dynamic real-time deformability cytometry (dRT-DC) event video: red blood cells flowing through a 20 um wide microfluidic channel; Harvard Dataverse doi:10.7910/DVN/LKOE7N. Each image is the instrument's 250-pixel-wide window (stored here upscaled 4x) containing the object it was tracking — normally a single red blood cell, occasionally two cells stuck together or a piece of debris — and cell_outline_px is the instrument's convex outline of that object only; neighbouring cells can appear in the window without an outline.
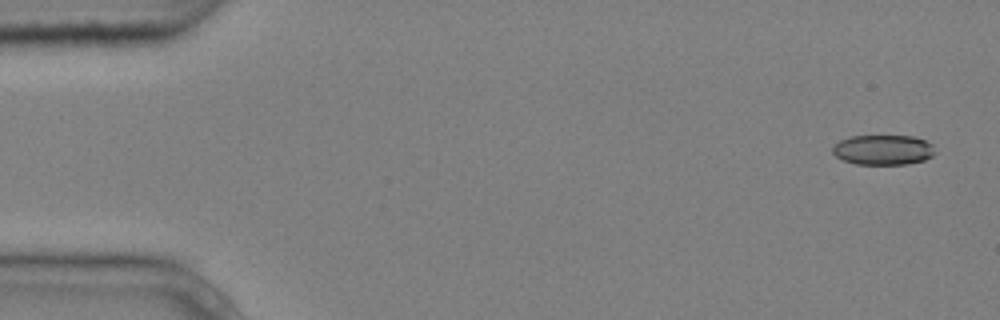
{"species": "common noctule bat (a hibernating species)", "species_latin": "Nyctalus noctula", "temperature_condition": "cold", "stored_images_in_passage": 4, "camera_frame_rate_fps": 3000, "um_per_image_px": 0.085, "animal": {"sex": "male", "body_mass_g": 20.4}, "frame": {"image": 1, "passage_image": 1, "time_ms": 0.0, "image_size_px": [1000, 320], "cell_outline_px": [[936, 152], [932, 156], [924, 160], [908, 164], [856, 164], [844, 160], [836, 156], [832, 152], [832, 148], [840, 140], [848, 136], [916, 136], [932, 144]], "centroid_in_image_um": [75.08, 12.73], "position_along_channel_um": 9.9, "area_um2": 17.98}}
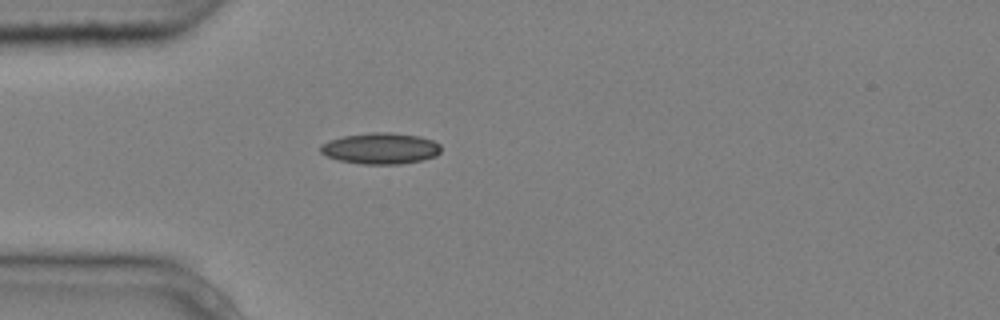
{"frame": {"image": 2, "passage_image": 4, "time_ms": 1.0, "image_size_px": [1000, 320], "cell_outline_px": [[440, 152], [436, 156], [420, 160], [400, 164], [360, 164], [340, 160], [328, 156], [320, 152], [320, 144], [328, 140], [344, 136], [372, 132], [392, 132], [420, 136], [432, 140], [440, 144]], "centroid_in_image_um": [32.34, 12.61], "position_along_channel_um": 52.7, "area_um2": 21.91}}